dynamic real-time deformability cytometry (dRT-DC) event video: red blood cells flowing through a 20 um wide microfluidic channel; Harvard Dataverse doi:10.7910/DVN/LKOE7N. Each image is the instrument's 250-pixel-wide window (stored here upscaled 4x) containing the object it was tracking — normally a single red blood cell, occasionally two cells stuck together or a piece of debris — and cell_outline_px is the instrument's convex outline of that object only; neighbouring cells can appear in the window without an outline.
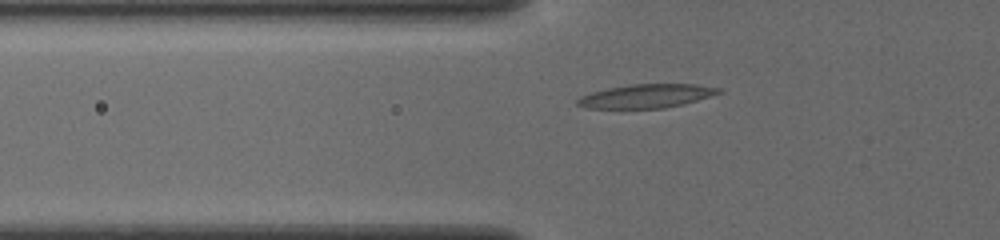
{"species": "common noctule bat (a hibernating species)", "species_latin": "Nyctalus noctula", "temperature_condition": "cold", "stored_images_in_passage": 36, "camera_frame_rate_fps": 3000, "um_per_image_px": 0.085, "animal": {"sex": "female", "body_mass_g": 19.5, "forearm_length_mm": 54.1}, "frame": {"image": 1, "passage_image": 2, "time_ms": 0.333, "image_size_px": [1000, 240], "cell_outline_px": [[724, 92], [684, 104], [664, 108], [584, 108], [576, 104], [576, 100], [580, 96], [592, 92], [608, 88], [628, 84], [696, 84], [720, 88]], "centroid_in_image_um": [54.94, 8.16], "position_along_channel_um": 70.9, "area_um2": 19.59}}
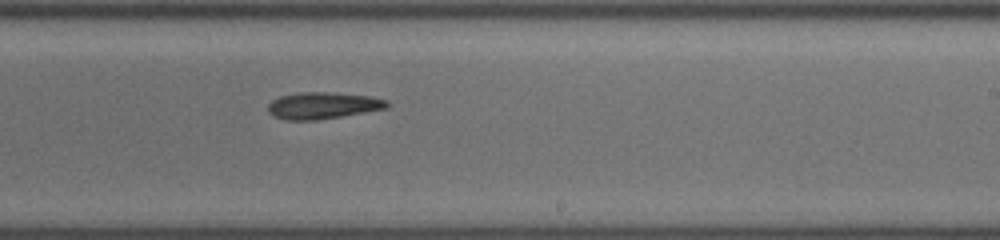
{"frame": {"image": 2, "passage_image": 17, "time_ms": 5.333, "image_size_px": [1000, 240], "cell_outline_px": [[388, 108], [316, 120], [284, 120], [272, 116], [268, 112], [268, 104], [272, 100], [280, 96], [300, 92], [328, 92], [368, 96], [388, 100]], "centroid_in_image_um": [27.39, 8.97], "position_along_channel_um": 261.6, "area_um2": 18.44}}
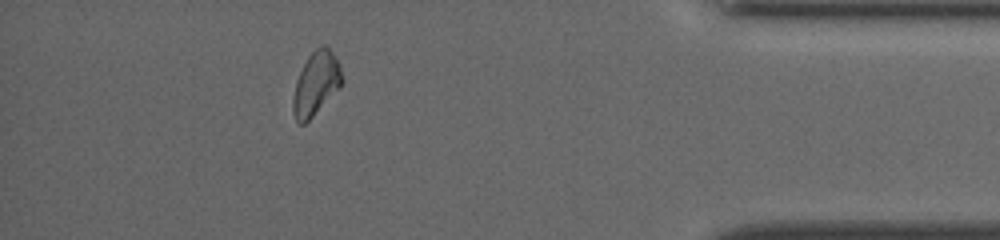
{"frame": {"image": 3, "passage_image": 31, "time_ms": 10.0, "image_size_px": [1000, 240], "cell_outline_px": [[344, 80], [340, 88], [304, 124], [300, 124], [296, 120], [292, 112], [292, 100], [296, 80], [308, 56], [320, 44], [324, 44], [332, 52], [340, 64]], "centroid_in_image_um": [26.87, 7.08], "position_along_channel_um": 408.3, "area_um2": 18.15}, "authors_computed_cell_mechanics": {"area_um2": 18.2648, "velocity_mm_per_s": 3.8859, "shape_relaxation_time_tau1_ms": 2.568, "shape_relaxation_time_tau2_ms": 7.2047, "deformation_change_tau1": 0.1443, "deformation_change_tau2": 0.1874}}